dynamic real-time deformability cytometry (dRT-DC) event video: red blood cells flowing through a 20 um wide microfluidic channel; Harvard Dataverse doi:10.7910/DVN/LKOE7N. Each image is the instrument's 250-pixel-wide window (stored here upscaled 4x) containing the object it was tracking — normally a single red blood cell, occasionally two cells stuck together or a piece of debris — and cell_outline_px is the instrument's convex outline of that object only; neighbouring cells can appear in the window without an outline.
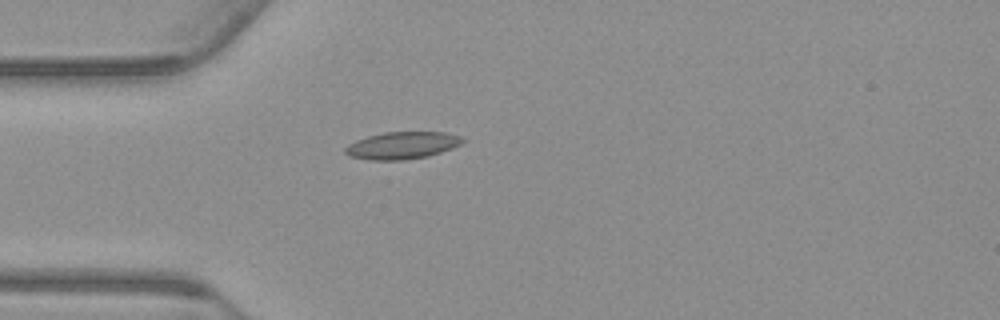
{"species": "common noctule bat (a hibernating species)", "species_latin": "Nyctalus noctula", "temperature_condition": "warm", "stored_images_in_passage": 35, "camera_frame_rate_fps": 3000, "um_per_image_px": 0.085, "animal": {"sex": "male", "body_mass_g": 23.1, "forearm_length_mm": 52.7}, "frame": {"image": 1, "passage_image": 1, "time_ms": 0.0, "image_size_px": [1000, 320], "cell_outline_px": [[464, 140], [460, 144], [452, 148], [428, 156], [404, 160], [368, 160], [348, 156], [344, 152], [344, 148], [348, 144], [356, 140], [368, 136], [384, 132], [444, 132], [460, 136]], "centroid_in_image_um": [34.13, 12.36], "position_along_channel_um": 50.9, "area_um2": 18.61}}
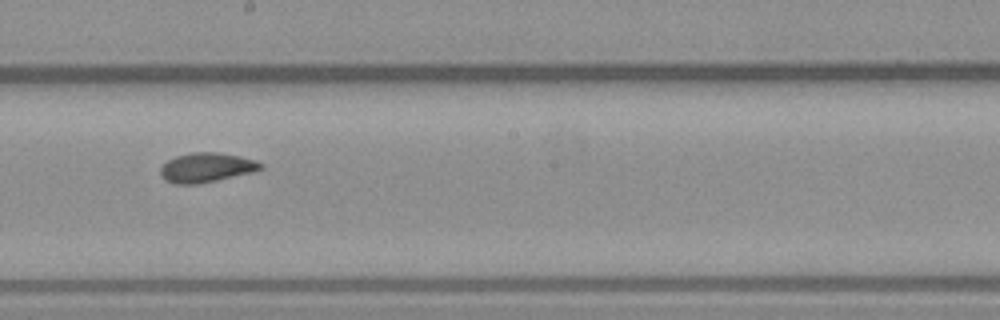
{"frame": {"image": 2, "passage_image": 16, "time_ms": 5.0, "image_size_px": [1000, 320], "cell_outline_px": [[264, 168], [252, 172], [216, 180], [196, 184], [176, 184], [164, 180], [160, 176], [160, 168], [168, 160], [176, 156], [192, 152], [220, 152], [240, 156], [256, 160], [264, 164]], "centroid_in_image_um": [17.55, 14.23], "position_along_channel_um": 230.7, "area_um2": 17.28}}
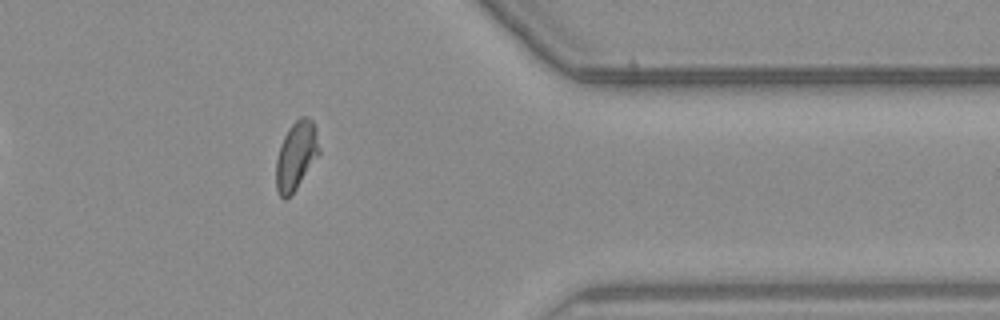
{"frame": {"image": 3, "passage_image": 30, "time_ms": 9.667, "image_size_px": [1000, 320], "cell_outline_px": [[320, 152], [296, 188], [284, 200], [280, 196], [276, 188], [276, 160], [280, 144], [288, 128], [300, 116], [308, 116], [312, 120], [316, 128], [320, 148]], "centroid_in_image_um": [25.17, 13.18], "position_along_channel_um": 386.2, "area_um2": 17.05}, "authors_computed_cell_mechanics": {"area_um2": 16.9354, "velocity_mm_per_s": 3.7442, "shape_relaxation_time_tau1_ms": 3.7685, "shape_relaxation_time_tau2_ms": 1.6164, "deformation_change_tau1": 0.1263, "deformation_change_tau2": 0.062}}